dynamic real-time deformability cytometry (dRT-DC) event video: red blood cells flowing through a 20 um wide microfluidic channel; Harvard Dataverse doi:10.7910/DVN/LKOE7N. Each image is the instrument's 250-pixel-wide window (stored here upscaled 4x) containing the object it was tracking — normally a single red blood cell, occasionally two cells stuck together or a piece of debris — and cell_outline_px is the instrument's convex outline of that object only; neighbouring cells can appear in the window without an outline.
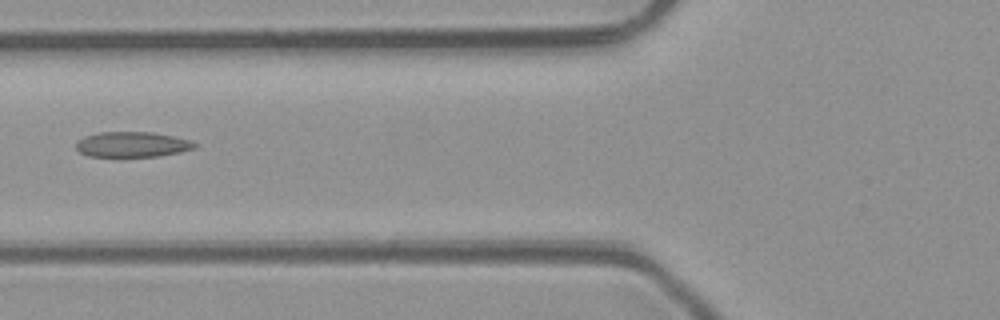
{"species": "common noctule bat (a hibernating species)", "species_latin": "Nyctalus noctula", "temperature_condition": "room temperature", "stored_images_in_passage": 7, "camera_frame_rate_fps": 3000, "um_per_image_px": 0.085, "animal": {"sex": "male", "body_mass_g": 23.1, "forearm_length_mm": 52.7}, "frame": {"image": 1, "passage_image": 7, "time_ms": 7.0, "image_size_px": [1000, 320], "cell_outline_px": [[200, 144], [196, 148], [180, 152], [160, 156], [88, 156], [80, 152], [76, 148], [76, 144], [84, 136], [100, 132], [152, 132], [192, 140]], "centroid_in_image_um": [11.3, 12.27], "position_along_channel_um": 114.5, "area_um2": 17.51}}